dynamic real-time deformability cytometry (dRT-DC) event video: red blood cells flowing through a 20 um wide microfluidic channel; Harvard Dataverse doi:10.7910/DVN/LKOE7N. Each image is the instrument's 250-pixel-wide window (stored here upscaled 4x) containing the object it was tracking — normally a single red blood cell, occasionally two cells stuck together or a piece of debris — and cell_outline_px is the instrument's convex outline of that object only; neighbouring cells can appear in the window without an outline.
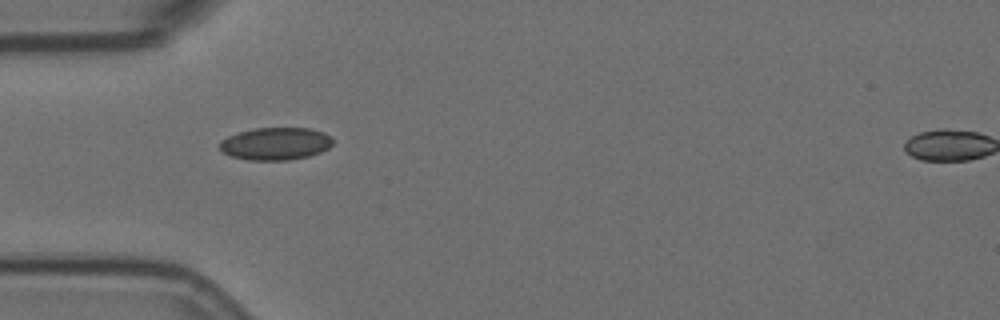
{"species": "Egyptian fruit bat (a non-hibernating species)", "species_latin": "Rousettus aegyptiacus", "temperature_condition": "room temperature", "stored_images_in_passage": 2, "camera_frame_rate_fps": 3000, "um_per_image_px": 0.085, "animal": {"sex": "female"}, "frame": {"image": 1, "passage_image": 1, "time_ms": 0.0, "image_size_px": [1000, 320], "cell_outline_px": [[332, 144], [328, 148], [320, 152], [308, 156], [288, 160], [248, 160], [232, 156], [224, 152], [220, 148], [220, 140], [236, 132], [256, 128], [312, 128], [324, 132], [332, 140]], "centroid_in_image_um": [23.41, 12.2], "position_along_channel_um": 61.6, "area_um2": 21.39}}
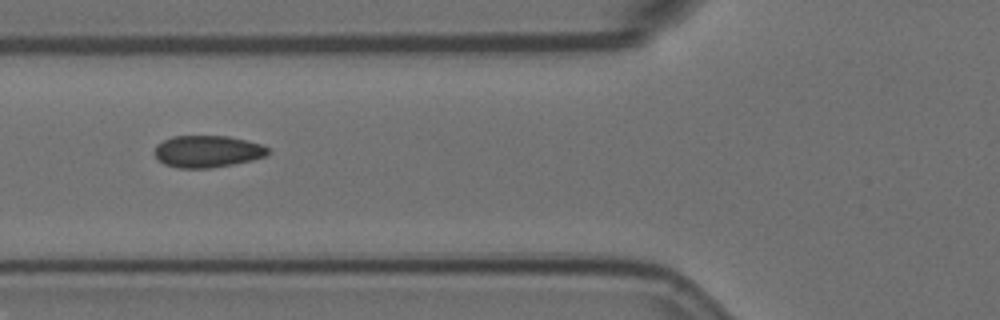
{"frame": {"image": 2, "passage_image": 2, "time_ms": 0.333, "image_size_px": [1000, 320], "cell_outline_px": [[272, 152], [264, 156], [252, 160], [232, 164], [208, 168], [180, 168], [164, 164], [156, 156], [156, 144], [172, 136], [228, 136], [260, 144], [268, 148]], "centroid_in_image_um": [17.64, 12.87], "position_along_channel_um": 108.2, "area_um2": 20.87}}